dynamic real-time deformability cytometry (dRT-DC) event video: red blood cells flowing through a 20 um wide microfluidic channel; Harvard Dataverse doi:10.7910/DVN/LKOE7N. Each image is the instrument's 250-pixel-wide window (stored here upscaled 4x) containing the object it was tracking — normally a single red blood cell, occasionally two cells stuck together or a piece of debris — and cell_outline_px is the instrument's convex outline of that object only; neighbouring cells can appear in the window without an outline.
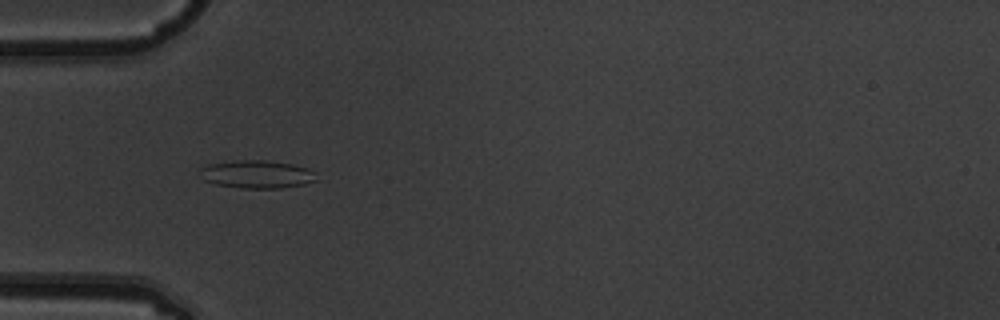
{"species": "common noctule bat (a hibernating species)", "species_latin": "Nyctalus noctula", "temperature_condition": "warm", "stored_images_in_passage": 2, "camera_frame_rate_fps": 3000, "um_per_image_px": 0.085, "animal": {"sex": "male", "body_mass_g": 19.5, "forearm_length_mm": 54.6}, "frame": {"image": 1, "passage_image": 1, "time_ms": 0.0, "image_size_px": [1000, 320], "cell_outline_px": [[320, 180], [304, 184], [280, 188], [240, 188], [216, 184], [204, 180], [196, 172], [200, 168], [208, 164], [240, 160], [264, 160], [292, 164], [308, 168], [316, 172]], "centroid_in_image_um": [21.85, 14.81], "position_along_channel_um": 63.1, "area_um2": 19.25}}
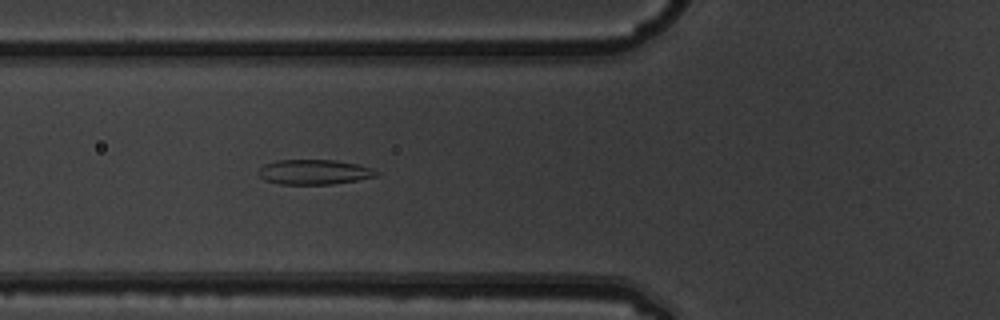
{"frame": {"image": 2, "passage_image": 2, "time_ms": 0.333, "image_size_px": [1000, 320], "cell_outline_px": [[380, 172], [376, 176], [356, 180], [332, 184], [280, 184], [264, 180], [256, 172], [264, 164], [276, 160], [336, 160], [356, 164], [372, 168]], "centroid_in_image_um": [26.68, 14.62], "position_along_channel_um": 99.1, "area_um2": 17.11}}